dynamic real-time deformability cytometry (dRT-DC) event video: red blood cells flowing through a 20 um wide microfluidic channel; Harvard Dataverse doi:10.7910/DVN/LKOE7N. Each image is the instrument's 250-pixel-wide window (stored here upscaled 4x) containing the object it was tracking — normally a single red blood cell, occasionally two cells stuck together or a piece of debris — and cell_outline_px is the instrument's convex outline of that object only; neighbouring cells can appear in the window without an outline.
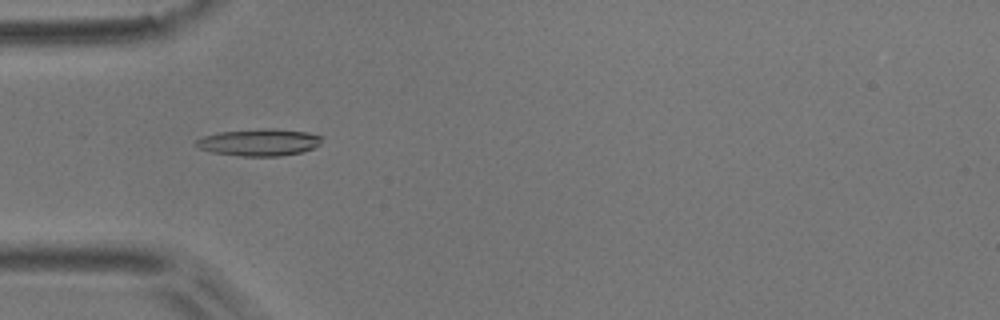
{"species": "common noctule bat (a hibernating species)", "species_latin": "Nyctalus noctula", "temperature_condition": "room temperature", "stored_images_in_passage": 4, "camera_frame_rate_fps": 3000, "um_per_image_px": 0.085, "animal": {"sex": "male", "body_mass_g": 17.9}, "frame": {"image": 1, "passage_image": 3, "time_ms": 0.667, "image_size_px": [1000, 320], "cell_outline_px": [[324, 136], [320, 144], [312, 148], [300, 152], [280, 156], [240, 156], [212, 152], [200, 148], [196, 144], [196, 140], [204, 136], [220, 132], [268, 128], [308, 132]], "centroid_in_image_um": [22.07, 12.1], "position_along_channel_um": 62.9, "area_um2": 19.59}}
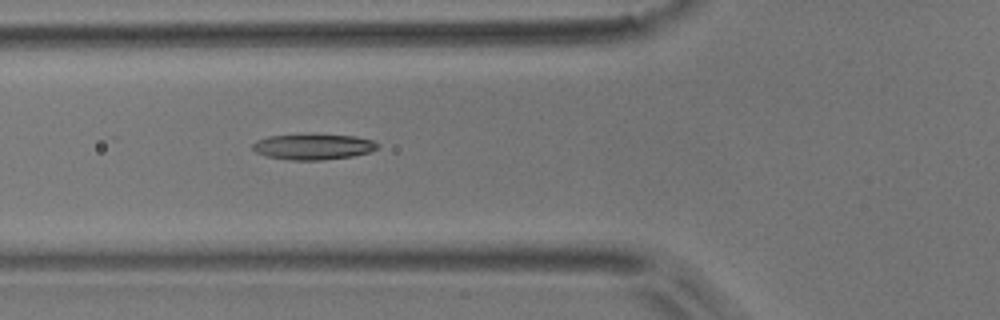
{"frame": {"image": 2, "passage_image": 4, "time_ms": 1.0, "image_size_px": [1000, 320], "cell_outline_px": [[380, 148], [368, 152], [352, 156], [320, 160], [292, 160], [268, 156], [256, 152], [252, 148], [252, 144], [256, 140], [268, 136], [356, 136], [372, 140]], "centroid_in_image_um": [26.61, 12.49], "position_along_channel_um": 99.2, "area_um2": 17.98}}